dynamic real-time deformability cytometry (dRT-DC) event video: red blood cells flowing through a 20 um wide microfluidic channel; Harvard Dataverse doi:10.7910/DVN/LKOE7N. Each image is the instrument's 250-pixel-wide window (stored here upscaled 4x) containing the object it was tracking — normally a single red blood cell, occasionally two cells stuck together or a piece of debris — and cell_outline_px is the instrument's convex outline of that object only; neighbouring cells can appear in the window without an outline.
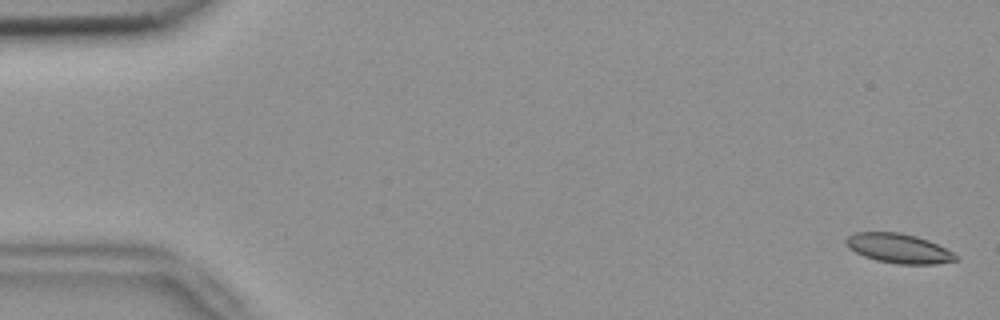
{"species": "common noctule bat (a hibernating species)", "species_latin": "Nyctalus noctula", "temperature_condition": "room temperature", "stored_images_in_passage": 55, "camera_frame_rate_fps": 3000, "um_per_image_px": 0.085, "animal": {"sex": "female", "body_mass_g": 18.4}, "frame": {"image": 1, "passage_image": 2, "time_ms": 0.333, "image_size_px": [1000, 320], "cell_outline_px": [[960, 260], [936, 264], [896, 264], [876, 260], [864, 256], [848, 248], [844, 240], [848, 236], [856, 232], [900, 232], [916, 236], [928, 240], [960, 256]], "centroid_in_image_um": [76.4, 21.12], "position_along_channel_um": 8.6, "area_um2": 18.96}}
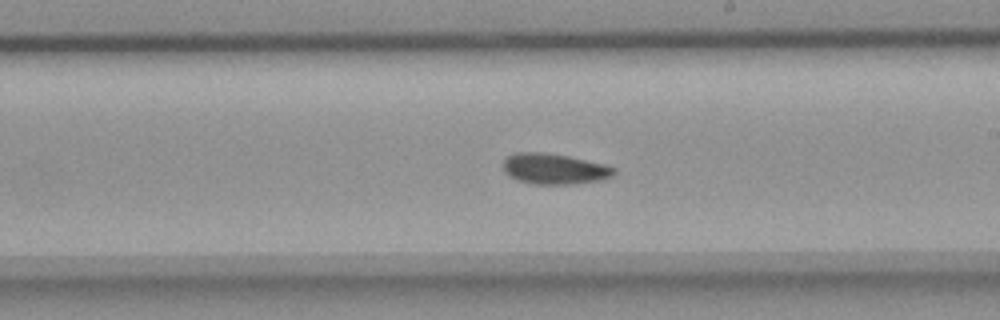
{"frame": {"image": 2, "passage_image": 32, "time_ms": 10.333, "image_size_px": [1000, 320], "cell_outline_px": [[616, 172], [612, 176], [604, 180], [572, 184], [532, 184], [516, 180], [504, 172], [504, 160], [508, 156], [516, 152], [544, 152], [568, 156], [608, 164], [616, 168]], "centroid_in_image_um": [47.16, 14.35], "position_along_channel_um": 241.8, "area_um2": 20.11}}
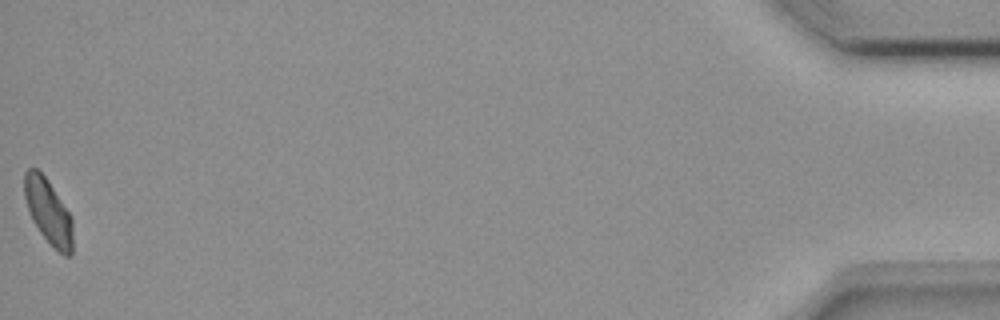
{"frame": {"image": 3, "passage_image": 55, "time_ms": 18.0, "image_size_px": [1000, 320], "cell_outline_px": [[72, 256], [64, 256], [40, 232], [32, 220], [24, 196], [24, 172], [28, 168], [36, 168], [44, 176], [72, 216]], "centroid_in_image_um": [4.1, 17.97], "position_along_channel_um": 431.1, "area_um2": 17.98}, "authors_computed_cell_mechanics": {"area_um2": 19.2474, "velocity_mm_per_s": 3.7417, "shape_relaxation_time_tau1_ms": null, "shape_relaxation_time_tau2_ms": 3.3749, "deformation_change_tau1": null, "deformation_change_tau2": 0.0683}}